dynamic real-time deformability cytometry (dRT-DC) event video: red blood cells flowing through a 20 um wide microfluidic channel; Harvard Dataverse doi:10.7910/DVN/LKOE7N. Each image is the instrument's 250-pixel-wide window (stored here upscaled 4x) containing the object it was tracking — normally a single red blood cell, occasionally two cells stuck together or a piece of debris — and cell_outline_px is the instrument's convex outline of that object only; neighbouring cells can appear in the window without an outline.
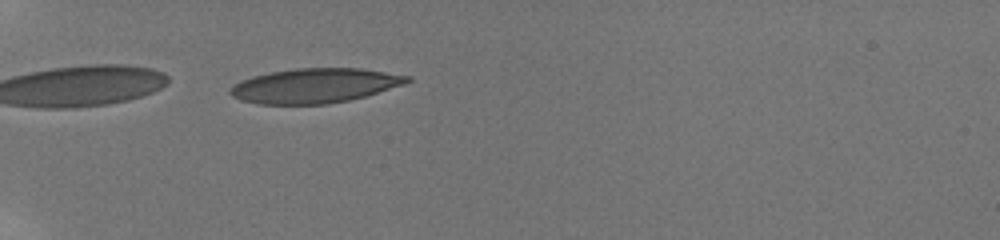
{"species": "human", "species_latin": "Homo sapiens", "temperature_condition": "room temperature", "stored_images_in_passage": 3, "camera_frame_rate_fps": 3000, "um_per_image_px": 0.085, "donor": {"sex": "male"}, "frame": {"image": 1, "passage_image": 1, "time_ms": 0.0, "image_size_px": [1000, 240], "cell_outline_px": [[412, 80], [404, 84], [364, 96], [348, 100], [328, 104], [260, 104], [240, 100], [232, 96], [228, 92], [228, 88], [232, 84], [240, 80], [252, 76], [272, 72], [296, 68], [360, 68], [412, 76]], "centroid_in_image_um": [26.71, 7.28], "position_along_channel_um": 58.3, "area_um2": 35.72}}